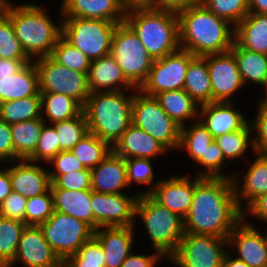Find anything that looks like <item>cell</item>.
I'll return each instance as SVG.
<instances>
[{"label":"cell","instance_id":"obj_55","mask_svg":"<svg viewBox=\"0 0 267 267\" xmlns=\"http://www.w3.org/2000/svg\"><path fill=\"white\" fill-rule=\"evenodd\" d=\"M200 0H153V9H162L173 12H179Z\"/></svg>","mask_w":267,"mask_h":267},{"label":"cell","instance_id":"obj_43","mask_svg":"<svg viewBox=\"0 0 267 267\" xmlns=\"http://www.w3.org/2000/svg\"><path fill=\"white\" fill-rule=\"evenodd\" d=\"M64 267H105L104 253L100 243L92 237L75 254L63 261Z\"/></svg>","mask_w":267,"mask_h":267},{"label":"cell","instance_id":"obj_17","mask_svg":"<svg viewBox=\"0 0 267 267\" xmlns=\"http://www.w3.org/2000/svg\"><path fill=\"white\" fill-rule=\"evenodd\" d=\"M188 178L182 176L158 181L152 189L138 195L149 194L161 206L184 219L190 210L195 188V180L192 182Z\"/></svg>","mask_w":267,"mask_h":267},{"label":"cell","instance_id":"obj_51","mask_svg":"<svg viewBox=\"0 0 267 267\" xmlns=\"http://www.w3.org/2000/svg\"><path fill=\"white\" fill-rule=\"evenodd\" d=\"M225 158L222 150L219 148L215 140L210 144L206 151V168L204 171L197 173L200 177H227L221 173L222 167H224ZM222 166V167H221Z\"/></svg>","mask_w":267,"mask_h":267},{"label":"cell","instance_id":"obj_50","mask_svg":"<svg viewBox=\"0 0 267 267\" xmlns=\"http://www.w3.org/2000/svg\"><path fill=\"white\" fill-rule=\"evenodd\" d=\"M257 111L256 119L253 121L254 125L251 126L256 130L257 137L251 141L256 153L267 155V105L259 104Z\"/></svg>","mask_w":267,"mask_h":267},{"label":"cell","instance_id":"obj_16","mask_svg":"<svg viewBox=\"0 0 267 267\" xmlns=\"http://www.w3.org/2000/svg\"><path fill=\"white\" fill-rule=\"evenodd\" d=\"M21 262L25 267H62L63 261L45 239L39 226L26 225L13 262Z\"/></svg>","mask_w":267,"mask_h":267},{"label":"cell","instance_id":"obj_25","mask_svg":"<svg viewBox=\"0 0 267 267\" xmlns=\"http://www.w3.org/2000/svg\"><path fill=\"white\" fill-rule=\"evenodd\" d=\"M87 78L90 92H101L103 88L105 92L133 88L124 77L121 68L111 54L92 60Z\"/></svg>","mask_w":267,"mask_h":267},{"label":"cell","instance_id":"obj_11","mask_svg":"<svg viewBox=\"0 0 267 267\" xmlns=\"http://www.w3.org/2000/svg\"><path fill=\"white\" fill-rule=\"evenodd\" d=\"M39 227L62 261L75 254L94 234V230L84 221L58 211H54Z\"/></svg>","mask_w":267,"mask_h":267},{"label":"cell","instance_id":"obj_47","mask_svg":"<svg viewBox=\"0 0 267 267\" xmlns=\"http://www.w3.org/2000/svg\"><path fill=\"white\" fill-rule=\"evenodd\" d=\"M51 188L66 190H89L91 189V171L88 168L71 171L64 175H50Z\"/></svg>","mask_w":267,"mask_h":267},{"label":"cell","instance_id":"obj_8","mask_svg":"<svg viewBox=\"0 0 267 267\" xmlns=\"http://www.w3.org/2000/svg\"><path fill=\"white\" fill-rule=\"evenodd\" d=\"M110 54L126 80L138 90L147 79L154 59L125 22L115 28Z\"/></svg>","mask_w":267,"mask_h":267},{"label":"cell","instance_id":"obj_6","mask_svg":"<svg viewBox=\"0 0 267 267\" xmlns=\"http://www.w3.org/2000/svg\"><path fill=\"white\" fill-rule=\"evenodd\" d=\"M135 216L142 219L156 252L170 258L184 236V219L161 206L149 194L138 196Z\"/></svg>","mask_w":267,"mask_h":267},{"label":"cell","instance_id":"obj_28","mask_svg":"<svg viewBox=\"0 0 267 267\" xmlns=\"http://www.w3.org/2000/svg\"><path fill=\"white\" fill-rule=\"evenodd\" d=\"M29 96H41L34 62L27 63L10 77L0 78V103Z\"/></svg>","mask_w":267,"mask_h":267},{"label":"cell","instance_id":"obj_1","mask_svg":"<svg viewBox=\"0 0 267 267\" xmlns=\"http://www.w3.org/2000/svg\"><path fill=\"white\" fill-rule=\"evenodd\" d=\"M232 177H195L193 201L184 218L185 233L228 238L245 218L236 201Z\"/></svg>","mask_w":267,"mask_h":267},{"label":"cell","instance_id":"obj_44","mask_svg":"<svg viewBox=\"0 0 267 267\" xmlns=\"http://www.w3.org/2000/svg\"><path fill=\"white\" fill-rule=\"evenodd\" d=\"M217 17L232 24L233 28L249 13L248 0H200Z\"/></svg>","mask_w":267,"mask_h":267},{"label":"cell","instance_id":"obj_37","mask_svg":"<svg viewBox=\"0 0 267 267\" xmlns=\"http://www.w3.org/2000/svg\"><path fill=\"white\" fill-rule=\"evenodd\" d=\"M70 151L85 168L92 169L112 152V147L88 132Z\"/></svg>","mask_w":267,"mask_h":267},{"label":"cell","instance_id":"obj_40","mask_svg":"<svg viewBox=\"0 0 267 267\" xmlns=\"http://www.w3.org/2000/svg\"><path fill=\"white\" fill-rule=\"evenodd\" d=\"M50 57L66 68L88 74L91 60L62 36L53 48Z\"/></svg>","mask_w":267,"mask_h":267},{"label":"cell","instance_id":"obj_35","mask_svg":"<svg viewBox=\"0 0 267 267\" xmlns=\"http://www.w3.org/2000/svg\"><path fill=\"white\" fill-rule=\"evenodd\" d=\"M42 115L41 96H29L0 103V120L10 125L43 118Z\"/></svg>","mask_w":267,"mask_h":267},{"label":"cell","instance_id":"obj_2","mask_svg":"<svg viewBox=\"0 0 267 267\" xmlns=\"http://www.w3.org/2000/svg\"><path fill=\"white\" fill-rule=\"evenodd\" d=\"M179 45L194 56L227 52L234 43V28L200 1L179 11Z\"/></svg>","mask_w":267,"mask_h":267},{"label":"cell","instance_id":"obj_41","mask_svg":"<svg viewBox=\"0 0 267 267\" xmlns=\"http://www.w3.org/2000/svg\"><path fill=\"white\" fill-rule=\"evenodd\" d=\"M251 123L252 122H249L243 129L218 136L214 139L219 148L222 150L225 160L228 159L229 162H232L233 158H237L239 156L242 157L248 149L249 143L252 144V149L254 148L253 143L249 140V138L253 139L250 137L252 131V127H250Z\"/></svg>","mask_w":267,"mask_h":267},{"label":"cell","instance_id":"obj_22","mask_svg":"<svg viewBox=\"0 0 267 267\" xmlns=\"http://www.w3.org/2000/svg\"><path fill=\"white\" fill-rule=\"evenodd\" d=\"M19 164L9 167L12 191L25 198H31L51 189L49 171L28 160H18Z\"/></svg>","mask_w":267,"mask_h":267},{"label":"cell","instance_id":"obj_27","mask_svg":"<svg viewBox=\"0 0 267 267\" xmlns=\"http://www.w3.org/2000/svg\"><path fill=\"white\" fill-rule=\"evenodd\" d=\"M54 211L68 214L84 221L94 230V215L91 208V189L66 190L51 188Z\"/></svg>","mask_w":267,"mask_h":267},{"label":"cell","instance_id":"obj_39","mask_svg":"<svg viewBox=\"0 0 267 267\" xmlns=\"http://www.w3.org/2000/svg\"><path fill=\"white\" fill-rule=\"evenodd\" d=\"M53 126L62 151H70L89 132L83 111L78 116L54 123Z\"/></svg>","mask_w":267,"mask_h":267},{"label":"cell","instance_id":"obj_15","mask_svg":"<svg viewBox=\"0 0 267 267\" xmlns=\"http://www.w3.org/2000/svg\"><path fill=\"white\" fill-rule=\"evenodd\" d=\"M204 57L211 80L212 102H231V95L244 84L234 54L229 50Z\"/></svg>","mask_w":267,"mask_h":267},{"label":"cell","instance_id":"obj_58","mask_svg":"<svg viewBox=\"0 0 267 267\" xmlns=\"http://www.w3.org/2000/svg\"><path fill=\"white\" fill-rule=\"evenodd\" d=\"M125 13L134 10L153 9V0H119Z\"/></svg>","mask_w":267,"mask_h":267},{"label":"cell","instance_id":"obj_10","mask_svg":"<svg viewBox=\"0 0 267 267\" xmlns=\"http://www.w3.org/2000/svg\"><path fill=\"white\" fill-rule=\"evenodd\" d=\"M39 78L40 93H58L70 96L82 107L90 96L86 73L71 70L50 56L34 60Z\"/></svg>","mask_w":267,"mask_h":267},{"label":"cell","instance_id":"obj_14","mask_svg":"<svg viewBox=\"0 0 267 267\" xmlns=\"http://www.w3.org/2000/svg\"><path fill=\"white\" fill-rule=\"evenodd\" d=\"M138 194L127 197L124 193H100L91 189V208L94 215V231L100 227L134 226L135 206Z\"/></svg>","mask_w":267,"mask_h":267},{"label":"cell","instance_id":"obj_19","mask_svg":"<svg viewBox=\"0 0 267 267\" xmlns=\"http://www.w3.org/2000/svg\"><path fill=\"white\" fill-rule=\"evenodd\" d=\"M200 117L197 118L212 134L215 139L218 136L243 129L249 122L239 110H235L232 102H211L201 105Z\"/></svg>","mask_w":267,"mask_h":267},{"label":"cell","instance_id":"obj_46","mask_svg":"<svg viewBox=\"0 0 267 267\" xmlns=\"http://www.w3.org/2000/svg\"><path fill=\"white\" fill-rule=\"evenodd\" d=\"M61 151L54 126L49 127L44 123L36 150L27 160L35 164L40 160L49 163Z\"/></svg>","mask_w":267,"mask_h":267},{"label":"cell","instance_id":"obj_52","mask_svg":"<svg viewBox=\"0 0 267 267\" xmlns=\"http://www.w3.org/2000/svg\"><path fill=\"white\" fill-rule=\"evenodd\" d=\"M49 163L55 165V172H49V175H64L71 171L85 169V166L72 154L71 151H61L54 156Z\"/></svg>","mask_w":267,"mask_h":267},{"label":"cell","instance_id":"obj_7","mask_svg":"<svg viewBox=\"0 0 267 267\" xmlns=\"http://www.w3.org/2000/svg\"><path fill=\"white\" fill-rule=\"evenodd\" d=\"M62 19V37L91 61L110 54L115 28L123 23L80 17Z\"/></svg>","mask_w":267,"mask_h":267},{"label":"cell","instance_id":"obj_4","mask_svg":"<svg viewBox=\"0 0 267 267\" xmlns=\"http://www.w3.org/2000/svg\"><path fill=\"white\" fill-rule=\"evenodd\" d=\"M133 98L122 90L91 92L82 110L89 132L113 147L132 123Z\"/></svg>","mask_w":267,"mask_h":267},{"label":"cell","instance_id":"obj_63","mask_svg":"<svg viewBox=\"0 0 267 267\" xmlns=\"http://www.w3.org/2000/svg\"><path fill=\"white\" fill-rule=\"evenodd\" d=\"M5 2H6V0H0V11L4 7Z\"/></svg>","mask_w":267,"mask_h":267},{"label":"cell","instance_id":"obj_42","mask_svg":"<svg viewBox=\"0 0 267 267\" xmlns=\"http://www.w3.org/2000/svg\"><path fill=\"white\" fill-rule=\"evenodd\" d=\"M0 59L31 60L15 35L11 20L0 11Z\"/></svg>","mask_w":267,"mask_h":267},{"label":"cell","instance_id":"obj_31","mask_svg":"<svg viewBox=\"0 0 267 267\" xmlns=\"http://www.w3.org/2000/svg\"><path fill=\"white\" fill-rule=\"evenodd\" d=\"M44 119L43 117L10 125L14 160H27L35 152Z\"/></svg>","mask_w":267,"mask_h":267},{"label":"cell","instance_id":"obj_56","mask_svg":"<svg viewBox=\"0 0 267 267\" xmlns=\"http://www.w3.org/2000/svg\"><path fill=\"white\" fill-rule=\"evenodd\" d=\"M29 62L31 60L0 59V78L14 75Z\"/></svg>","mask_w":267,"mask_h":267},{"label":"cell","instance_id":"obj_45","mask_svg":"<svg viewBox=\"0 0 267 267\" xmlns=\"http://www.w3.org/2000/svg\"><path fill=\"white\" fill-rule=\"evenodd\" d=\"M54 212L51 189L40 195L27 198L25 224L39 226L47 221Z\"/></svg>","mask_w":267,"mask_h":267},{"label":"cell","instance_id":"obj_61","mask_svg":"<svg viewBox=\"0 0 267 267\" xmlns=\"http://www.w3.org/2000/svg\"><path fill=\"white\" fill-rule=\"evenodd\" d=\"M222 267H250L244 261L237 258H232L230 254L226 253L223 259Z\"/></svg>","mask_w":267,"mask_h":267},{"label":"cell","instance_id":"obj_29","mask_svg":"<svg viewBox=\"0 0 267 267\" xmlns=\"http://www.w3.org/2000/svg\"><path fill=\"white\" fill-rule=\"evenodd\" d=\"M256 154L257 158L253 164H251L247 174L245 175V181L242 185V189H239L240 184H238L236 176L232 177L236 201L241 210V198L247 199L246 206L248 207L260 195L267 193V155L259 153Z\"/></svg>","mask_w":267,"mask_h":267},{"label":"cell","instance_id":"obj_3","mask_svg":"<svg viewBox=\"0 0 267 267\" xmlns=\"http://www.w3.org/2000/svg\"><path fill=\"white\" fill-rule=\"evenodd\" d=\"M1 11L11 20L15 35L30 59L51 55L62 36V26H56L46 10L35 4L14 7L6 0Z\"/></svg>","mask_w":267,"mask_h":267},{"label":"cell","instance_id":"obj_33","mask_svg":"<svg viewBox=\"0 0 267 267\" xmlns=\"http://www.w3.org/2000/svg\"><path fill=\"white\" fill-rule=\"evenodd\" d=\"M230 51L234 54L244 84L248 80L261 86L267 84V55L240 48L235 42Z\"/></svg>","mask_w":267,"mask_h":267},{"label":"cell","instance_id":"obj_18","mask_svg":"<svg viewBox=\"0 0 267 267\" xmlns=\"http://www.w3.org/2000/svg\"><path fill=\"white\" fill-rule=\"evenodd\" d=\"M244 218L236 225L227 238L228 244H235L238 258L250 267H267V234L261 233Z\"/></svg>","mask_w":267,"mask_h":267},{"label":"cell","instance_id":"obj_9","mask_svg":"<svg viewBox=\"0 0 267 267\" xmlns=\"http://www.w3.org/2000/svg\"><path fill=\"white\" fill-rule=\"evenodd\" d=\"M132 104V123L147 132L167 150L179 147V126L162 109L154 96H148L138 90Z\"/></svg>","mask_w":267,"mask_h":267},{"label":"cell","instance_id":"obj_23","mask_svg":"<svg viewBox=\"0 0 267 267\" xmlns=\"http://www.w3.org/2000/svg\"><path fill=\"white\" fill-rule=\"evenodd\" d=\"M61 6L63 17L124 22L126 15L119 0H63Z\"/></svg>","mask_w":267,"mask_h":267},{"label":"cell","instance_id":"obj_13","mask_svg":"<svg viewBox=\"0 0 267 267\" xmlns=\"http://www.w3.org/2000/svg\"><path fill=\"white\" fill-rule=\"evenodd\" d=\"M193 57L187 50L179 48L154 60L147 79L138 90L148 96H155L164 91L183 89L189 61Z\"/></svg>","mask_w":267,"mask_h":267},{"label":"cell","instance_id":"obj_30","mask_svg":"<svg viewBox=\"0 0 267 267\" xmlns=\"http://www.w3.org/2000/svg\"><path fill=\"white\" fill-rule=\"evenodd\" d=\"M183 89L198 106L212 102L211 80L204 56H194L189 61Z\"/></svg>","mask_w":267,"mask_h":267},{"label":"cell","instance_id":"obj_24","mask_svg":"<svg viewBox=\"0 0 267 267\" xmlns=\"http://www.w3.org/2000/svg\"><path fill=\"white\" fill-rule=\"evenodd\" d=\"M112 151L122 158H152L163 154L166 148L144 130L131 123Z\"/></svg>","mask_w":267,"mask_h":267},{"label":"cell","instance_id":"obj_38","mask_svg":"<svg viewBox=\"0 0 267 267\" xmlns=\"http://www.w3.org/2000/svg\"><path fill=\"white\" fill-rule=\"evenodd\" d=\"M26 224L0 216V267H8L14 260Z\"/></svg>","mask_w":267,"mask_h":267},{"label":"cell","instance_id":"obj_20","mask_svg":"<svg viewBox=\"0 0 267 267\" xmlns=\"http://www.w3.org/2000/svg\"><path fill=\"white\" fill-rule=\"evenodd\" d=\"M90 171L93 191L105 194H121L120 191L129 186L126 160L113 151Z\"/></svg>","mask_w":267,"mask_h":267},{"label":"cell","instance_id":"obj_21","mask_svg":"<svg viewBox=\"0 0 267 267\" xmlns=\"http://www.w3.org/2000/svg\"><path fill=\"white\" fill-rule=\"evenodd\" d=\"M133 229V226H114L94 231L93 237L103 249L105 267H120L131 253Z\"/></svg>","mask_w":267,"mask_h":267},{"label":"cell","instance_id":"obj_12","mask_svg":"<svg viewBox=\"0 0 267 267\" xmlns=\"http://www.w3.org/2000/svg\"><path fill=\"white\" fill-rule=\"evenodd\" d=\"M227 238L185 233L169 258L179 267H222Z\"/></svg>","mask_w":267,"mask_h":267},{"label":"cell","instance_id":"obj_62","mask_svg":"<svg viewBox=\"0 0 267 267\" xmlns=\"http://www.w3.org/2000/svg\"><path fill=\"white\" fill-rule=\"evenodd\" d=\"M266 87V91H267V84L265 85ZM267 95V92H266ZM258 104H266L267 105V97L263 98V100H260V102Z\"/></svg>","mask_w":267,"mask_h":267},{"label":"cell","instance_id":"obj_5","mask_svg":"<svg viewBox=\"0 0 267 267\" xmlns=\"http://www.w3.org/2000/svg\"><path fill=\"white\" fill-rule=\"evenodd\" d=\"M124 22L135 32L154 59H161L180 48L177 12L162 9L134 10Z\"/></svg>","mask_w":267,"mask_h":267},{"label":"cell","instance_id":"obj_57","mask_svg":"<svg viewBox=\"0 0 267 267\" xmlns=\"http://www.w3.org/2000/svg\"><path fill=\"white\" fill-rule=\"evenodd\" d=\"M247 212L264 222L267 221V193L260 195L248 207Z\"/></svg>","mask_w":267,"mask_h":267},{"label":"cell","instance_id":"obj_60","mask_svg":"<svg viewBox=\"0 0 267 267\" xmlns=\"http://www.w3.org/2000/svg\"><path fill=\"white\" fill-rule=\"evenodd\" d=\"M249 12L267 14V0H248Z\"/></svg>","mask_w":267,"mask_h":267},{"label":"cell","instance_id":"obj_32","mask_svg":"<svg viewBox=\"0 0 267 267\" xmlns=\"http://www.w3.org/2000/svg\"><path fill=\"white\" fill-rule=\"evenodd\" d=\"M154 97L169 117L181 127L185 125V120L199 115L198 104L184 89L164 91Z\"/></svg>","mask_w":267,"mask_h":267},{"label":"cell","instance_id":"obj_48","mask_svg":"<svg viewBox=\"0 0 267 267\" xmlns=\"http://www.w3.org/2000/svg\"><path fill=\"white\" fill-rule=\"evenodd\" d=\"M127 181L130 185L134 181L138 184H150L153 181V169L149 158L126 159Z\"/></svg>","mask_w":267,"mask_h":267},{"label":"cell","instance_id":"obj_59","mask_svg":"<svg viewBox=\"0 0 267 267\" xmlns=\"http://www.w3.org/2000/svg\"><path fill=\"white\" fill-rule=\"evenodd\" d=\"M12 192L9 168L0 169V204Z\"/></svg>","mask_w":267,"mask_h":267},{"label":"cell","instance_id":"obj_26","mask_svg":"<svg viewBox=\"0 0 267 267\" xmlns=\"http://www.w3.org/2000/svg\"><path fill=\"white\" fill-rule=\"evenodd\" d=\"M234 42L240 48L267 55V14L249 12L234 27Z\"/></svg>","mask_w":267,"mask_h":267},{"label":"cell","instance_id":"obj_36","mask_svg":"<svg viewBox=\"0 0 267 267\" xmlns=\"http://www.w3.org/2000/svg\"><path fill=\"white\" fill-rule=\"evenodd\" d=\"M41 111L51 123L70 120L78 116L83 107L73 98L58 93H40ZM45 107V108H44Z\"/></svg>","mask_w":267,"mask_h":267},{"label":"cell","instance_id":"obj_34","mask_svg":"<svg viewBox=\"0 0 267 267\" xmlns=\"http://www.w3.org/2000/svg\"><path fill=\"white\" fill-rule=\"evenodd\" d=\"M213 141L212 134L196 120L189 129L185 125L181 127L178 148H186L189 156L206 168V151Z\"/></svg>","mask_w":267,"mask_h":267},{"label":"cell","instance_id":"obj_53","mask_svg":"<svg viewBox=\"0 0 267 267\" xmlns=\"http://www.w3.org/2000/svg\"><path fill=\"white\" fill-rule=\"evenodd\" d=\"M14 160V147L10 124L0 120V162Z\"/></svg>","mask_w":267,"mask_h":267},{"label":"cell","instance_id":"obj_49","mask_svg":"<svg viewBox=\"0 0 267 267\" xmlns=\"http://www.w3.org/2000/svg\"><path fill=\"white\" fill-rule=\"evenodd\" d=\"M27 198L12 191L0 204V216L25 223Z\"/></svg>","mask_w":267,"mask_h":267},{"label":"cell","instance_id":"obj_54","mask_svg":"<svg viewBox=\"0 0 267 267\" xmlns=\"http://www.w3.org/2000/svg\"><path fill=\"white\" fill-rule=\"evenodd\" d=\"M164 256L157 252L155 255L129 254L120 267H154L158 259Z\"/></svg>","mask_w":267,"mask_h":267}]
</instances>
